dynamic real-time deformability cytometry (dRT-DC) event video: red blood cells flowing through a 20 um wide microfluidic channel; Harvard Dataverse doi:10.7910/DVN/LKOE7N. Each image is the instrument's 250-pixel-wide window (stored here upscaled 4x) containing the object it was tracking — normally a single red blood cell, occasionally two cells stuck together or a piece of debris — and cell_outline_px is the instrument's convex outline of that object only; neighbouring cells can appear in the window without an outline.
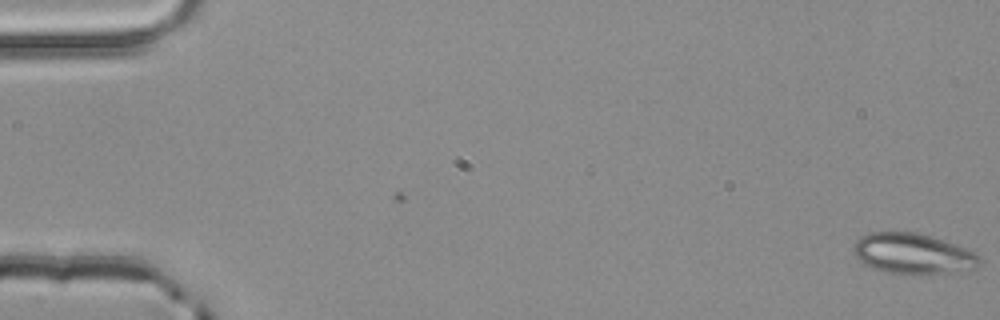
{"species": "common noctule bat (a hibernating species)", "species_latin": "Nyctalus noctula", "temperature_condition": "room temperature", "stored_images_in_passage": 4, "camera_frame_rate_fps": 3000, "um_per_image_px": 0.085, "animal": {"sex": "male", "body_mass_g": 20.4}, "frame": {"image": 1, "passage_image": 1, "time_ms": 0.0, "image_size_px": [1000, 320], "cell_outline_px": [[980, 264], [976, 268], [968, 272], [912, 276], [888, 272], [876, 268], [860, 260], [852, 252], [852, 244], [860, 236], [868, 232], [916, 232], [932, 236], [956, 244], [976, 252], [980, 256]], "centroid_in_image_um": [77.67, 21.58], "position_along_channel_um": 7.3, "area_um2": 30.69}}